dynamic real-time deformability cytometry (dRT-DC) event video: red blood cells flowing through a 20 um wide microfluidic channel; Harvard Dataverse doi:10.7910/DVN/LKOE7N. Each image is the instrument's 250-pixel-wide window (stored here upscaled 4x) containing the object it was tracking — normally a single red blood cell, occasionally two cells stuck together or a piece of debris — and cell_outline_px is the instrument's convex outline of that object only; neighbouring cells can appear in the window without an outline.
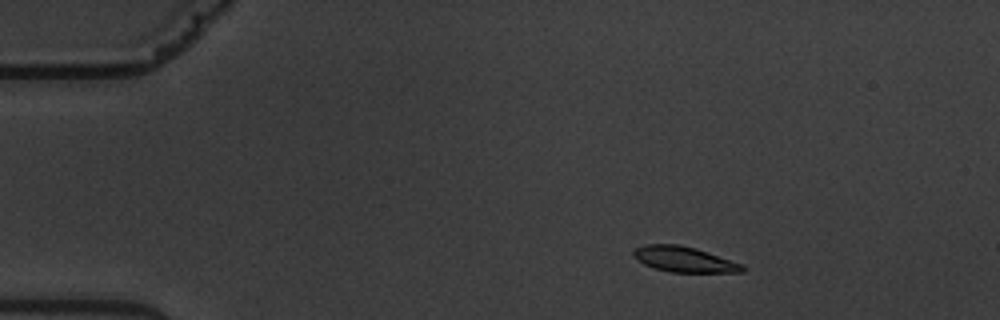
{"species": "common noctule bat (a hibernating species)", "species_latin": "Nyctalus noctula", "temperature_condition": "warm", "stored_images_in_passage": 5, "camera_frame_rate_fps": 3000, "um_per_image_px": 0.085, "animal": {"sex": "male", "body_mass_g": 19.5, "forearm_length_mm": 54.6}, "frame": {"image": 1, "passage_image": 2, "time_ms": 1.333, "image_size_px": [1000, 320], "cell_outline_px": [[744, 272], [668, 272], [644, 264], [636, 260], [632, 256], [632, 252], [636, 248], [648, 244], [680, 244], [696, 248], [744, 264]], "centroid_in_image_um": [58.15, 22.04], "position_along_channel_um": 26.9, "area_um2": 16.24}}
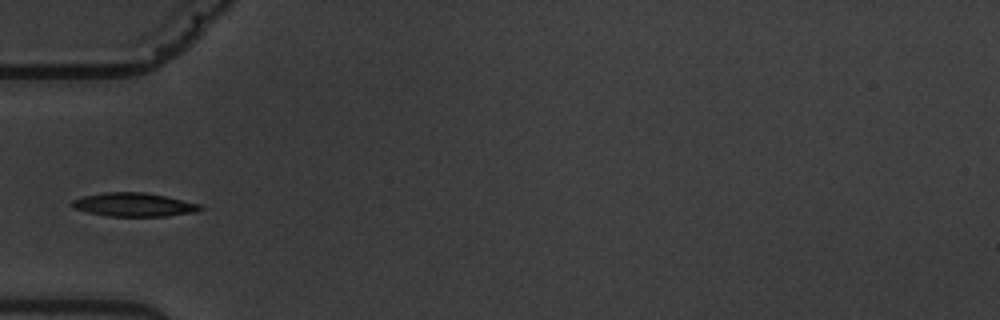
{"frame": {"image": 2, "passage_image": 5, "time_ms": 4.667, "image_size_px": [1000, 320], "cell_outline_px": [[204, 208], [196, 212], [164, 216], [108, 216], [88, 212], [72, 208], [68, 204], [72, 200], [84, 196], [104, 192], [144, 192], [164, 196], [200, 204]], "centroid_in_image_um": [11.33, 17.4], "position_along_channel_um": 73.7, "area_um2": 17.63}}